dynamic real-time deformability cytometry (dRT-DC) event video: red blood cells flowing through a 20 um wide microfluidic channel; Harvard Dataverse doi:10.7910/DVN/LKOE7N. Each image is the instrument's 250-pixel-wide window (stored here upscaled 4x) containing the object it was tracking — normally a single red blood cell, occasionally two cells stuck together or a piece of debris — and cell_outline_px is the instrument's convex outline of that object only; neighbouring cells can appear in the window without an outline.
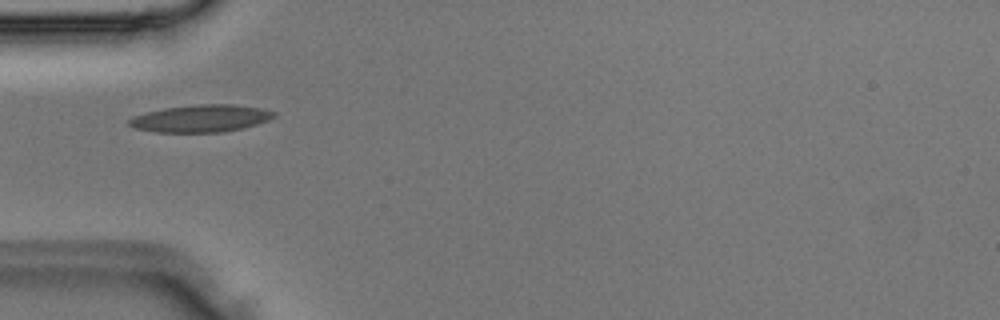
{"species": "Egyptian fruit bat (a non-hibernating species)", "species_latin": "Rousettus aegyptiacus", "temperature_condition": "room temperature", "stored_images_in_passage": 3, "camera_frame_rate_fps": 3000, "um_per_image_px": 0.085, "animal": {"sex": "male"}, "frame": {"image": 1, "passage_image": 3, "time_ms": 0.667, "image_size_px": [1000, 320], "cell_outline_px": [[276, 116], [268, 120], [244, 128], [220, 132], [156, 132], [136, 128], [128, 124], [128, 120], [132, 116], [164, 108], [196, 104], [232, 104], [260, 108], [276, 112]], "centroid_in_image_um": [17.08, 10.06], "position_along_channel_um": 67.9, "area_um2": 22.95}}